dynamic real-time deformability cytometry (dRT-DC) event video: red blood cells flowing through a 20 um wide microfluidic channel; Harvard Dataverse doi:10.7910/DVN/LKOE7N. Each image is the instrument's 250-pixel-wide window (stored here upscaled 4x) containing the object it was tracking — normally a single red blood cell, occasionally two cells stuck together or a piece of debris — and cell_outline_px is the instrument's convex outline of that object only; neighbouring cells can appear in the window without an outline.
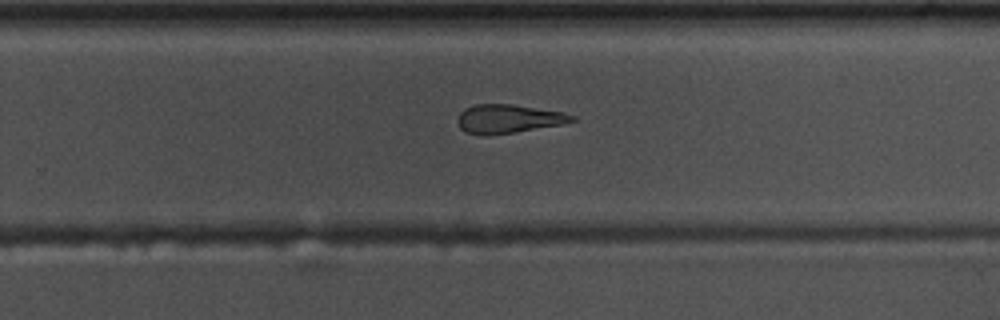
{"species": "common noctule bat (a hibernating species)", "species_latin": "Nyctalus noctula", "temperature_condition": "warm", "stored_images_in_passage": 54, "camera_frame_rate_fps": 3000, "um_per_image_px": 0.085, "animal": {"sex": "male", "body_mass_g": 17.5, "forearm_length_mm": 52.3}, "frame": {"image": 1, "passage_image": 35, "time_ms": 11.333, "image_size_px": [1000, 320], "cell_outline_px": [[576, 120], [560, 124], [488, 136], [484, 136], [464, 132], [460, 128], [456, 120], [460, 112], [464, 108], [476, 104], [512, 104], [564, 112], [576, 116]], "centroid_in_image_um": [43.15, 10.09], "position_along_channel_um": 286.7, "area_um2": 19.13}}
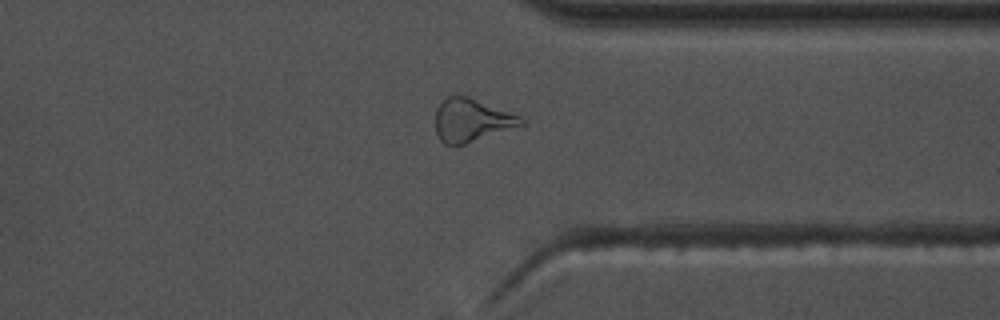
{"frame": {"image": 2, "passage_image": 42, "time_ms": 13.667, "image_size_px": [1000, 320], "cell_outline_px": [[524, 124], [464, 144], [444, 144], [440, 140], [436, 132], [436, 108], [448, 96], [468, 96], [520, 116], [524, 120]], "centroid_in_image_um": [40.06, 10.21], "position_along_channel_um": 371.3, "area_um2": 20.98}}
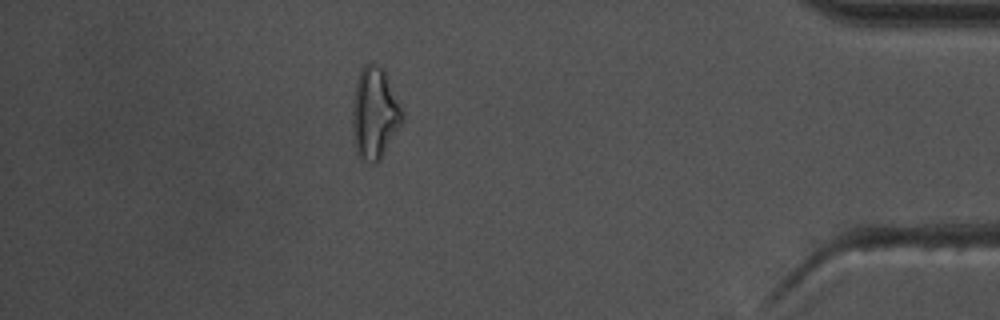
{"frame": {"image": 3, "passage_image": 48, "time_ms": 15.667, "image_size_px": [1000, 320], "cell_outline_px": [[404, 120], [380, 160], [376, 164], [372, 164], [360, 160], [356, 152], [352, 132], [352, 104], [356, 80], [364, 64], [376, 64], [384, 68], [404, 112]], "centroid_in_image_um": [31.84, 9.66], "position_along_channel_um": 403.4, "area_um2": 27.17}, "authors_computed_cell_mechanics": {"area_um2": 20.7213, "velocity_mm_per_s": 3.7036, "shape_relaxation_time_tau1_ms": null, "shape_relaxation_time_tau2_ms": 4.8652, "deformation_change_tau1": null, "deformation_change_tau2": 0.1603}}